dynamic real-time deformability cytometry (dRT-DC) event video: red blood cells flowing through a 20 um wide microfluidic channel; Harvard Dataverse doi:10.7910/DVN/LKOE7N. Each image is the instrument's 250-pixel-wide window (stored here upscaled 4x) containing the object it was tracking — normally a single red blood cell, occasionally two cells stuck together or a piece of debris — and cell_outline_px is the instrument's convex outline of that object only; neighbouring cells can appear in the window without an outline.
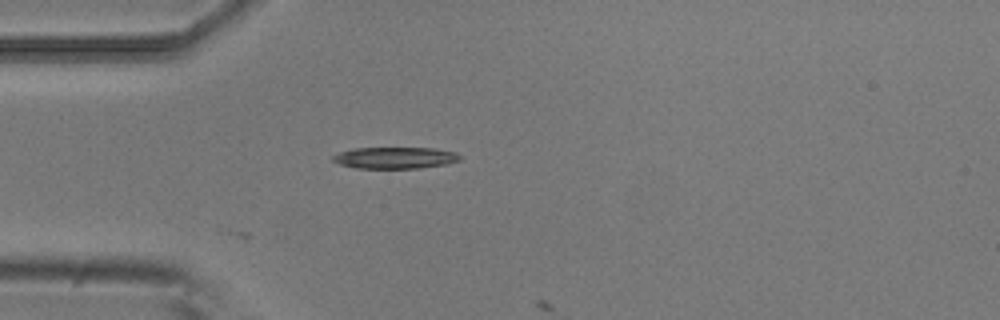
{"species": "common noctule bat (a hibernating species)", "species_latin": "Nyctalus noctula", "temperature_condition": "room temperature", "stored_images_in_passage": 5, "camera_frame_rate_fps": 3000, "um_per_image_px": 0.085, "animal": {"sex": "male", "body_mass_g": 20.5, "forearm_length_mm": 52.5}, "frame": {"image": 1, "passage_image": 4, "time_ms": 1.0, "image_size_px": [1000, 320], "cell_outline_px": [[460, 160], [444, 164], [416, 168], [356, 168], [340, 164], [332, 160], [332, 156], [340, 152], [352, 148], [432, 148], [456, 152], [460, 156]], "centroid_in_image_um": [33.55, 13.41], "position_along_channel_um": 51.5, "area_um2": 15.78}}